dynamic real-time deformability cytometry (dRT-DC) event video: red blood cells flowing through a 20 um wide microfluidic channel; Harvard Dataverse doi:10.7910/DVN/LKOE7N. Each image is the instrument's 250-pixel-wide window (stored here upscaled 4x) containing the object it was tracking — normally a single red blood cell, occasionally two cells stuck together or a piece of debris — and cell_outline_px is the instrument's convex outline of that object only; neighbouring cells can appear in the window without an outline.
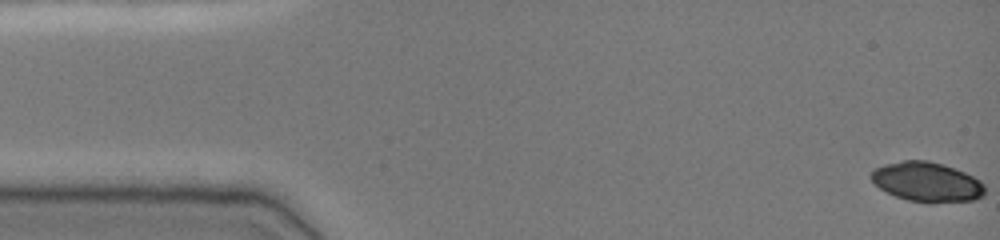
{"species": "common noctule bat (a hibernating species)", "species_latin": "Nyctalus noctula", "temperature_condition": "cold", "stored_images_in_passage": 49, "camera_frame_rate_fps": 3000, "um_per_image_px": 0.085, "animal": {"sex": "female", "body_mass_g": 19.0, "forearm_length_mm": 51.5}, "frame": {"image": 1, "passage_image": 1, "time_ms": 0.0, "image_size_px": [1000, 240], "cell_outline_px": [[984, 196], [976, 200], [928, 204], [908, 200], [896, 196], [880, 188], [872, 180], [872, 172], [876, 168], [884, 164], [904, 160], [928, 160], [944, 164], [964, 172], [980, 180], [984, 184]], "centroid_in_image_um": [78.84, 15.48], "position_along_channel_um": 6.2, "area_um2": 26.41}}
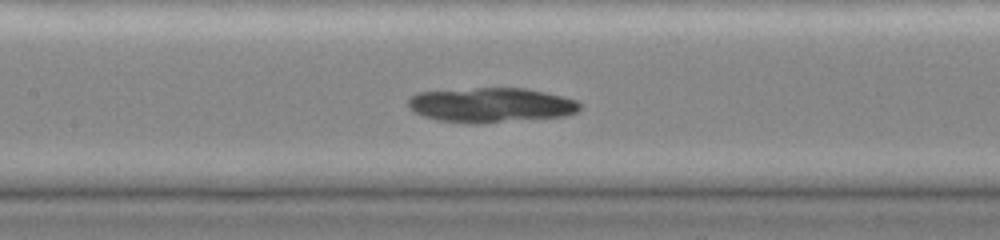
{"frame": {"image": 2, "passage_image": 23, "time_ms": 7.333, "image_size_px": [1000, 240], "cell_outline_px": [[580, 108], [576, 112], [564, 116], [476, 124], [472, 124], [440, 120], [424, 116], [408, 108], [408, 96], [416, 92], [476, 88], [524, 88], [544, 92], [576, 100], [580, 104]], "centroid_in_image_um": [41.68, 8.92], "position_along_channel_um": 165.7, "area_um2": 34.62}}
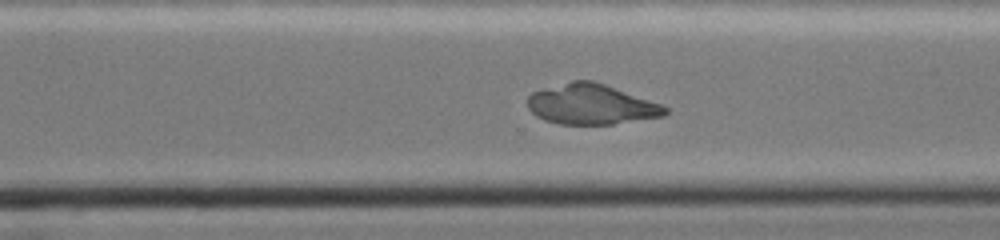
{"frame": {"image": 3, "passage_image": 35, "time_ms": 11.333, "image_size_px": [1000, 240], "cell_outline_px": [[668, 112], [664, 116], [612, 124], [560, 124], [544, 120], [536, 116], [528, 108], [528, 96], [532, 92], [544, 88], [572, 80], [592, 80], [604, 84], [660, 104], [668, 108]], "centroid_in_image_um": [50.22, 8.87], "position_along_channel_um": 320.4, "area_um2": 32.02}}